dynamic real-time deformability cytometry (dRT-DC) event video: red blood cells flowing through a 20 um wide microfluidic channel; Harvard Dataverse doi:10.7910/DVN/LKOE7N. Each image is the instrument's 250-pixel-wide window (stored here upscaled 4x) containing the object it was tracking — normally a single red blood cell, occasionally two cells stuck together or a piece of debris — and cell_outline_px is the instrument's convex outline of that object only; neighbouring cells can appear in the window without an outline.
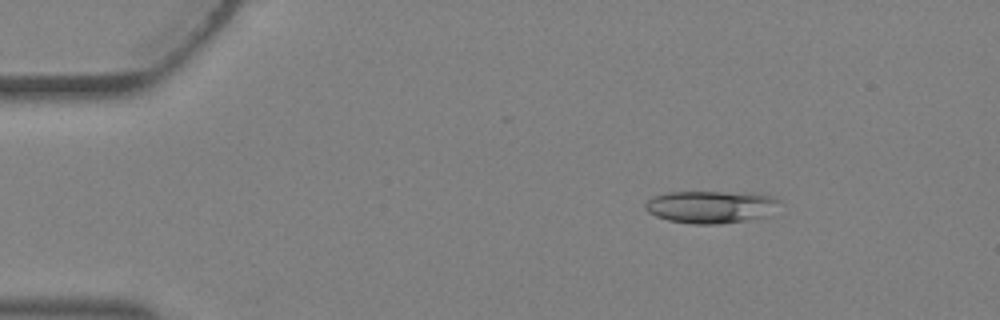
{"species": "Egyptian fruit bat (a non-hibernating species)", "species_latin": "Rousettus aegyptiacus", "temperature_condition": "warm", "stored_images_in_passage": 5, "camera_frame_rate_fps": 3000, "um_per_image_px": 0.085, "animal": {"sex": "female"}, "frame": {"image": 1, "passage_image": 5, "time_ms": 1.333, "image_size_px": [1000, 320], "cell_outline_px": [[780, 200], [768, 216], [744, 220], [716, 224], [692, 224], [668, 220], [656, 216], [648, 212], [644, 208], [644, 204], [652, 196], [664, 192], [760, 192], [776, 196]], "centroid_in_image_um": [60.43, 17.56], "position_along_channel_um": 24.6, "area_um2": 25.72}}